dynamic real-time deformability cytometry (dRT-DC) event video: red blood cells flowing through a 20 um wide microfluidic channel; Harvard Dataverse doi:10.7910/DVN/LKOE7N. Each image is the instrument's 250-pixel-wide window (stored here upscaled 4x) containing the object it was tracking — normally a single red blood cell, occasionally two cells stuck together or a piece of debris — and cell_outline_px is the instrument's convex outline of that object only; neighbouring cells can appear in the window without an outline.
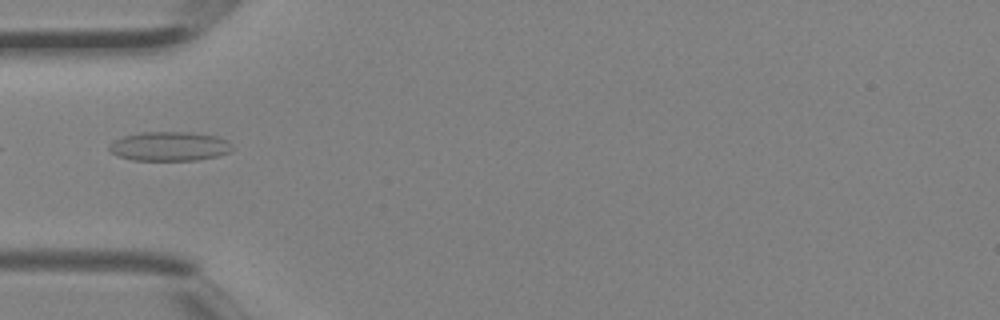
{"species": "Egyptian fruit bat (a non-hibernating species)", "species_latin": "Rousettus aegyptiacus", "temperature_condition": "room temperature", "stored_images_in_passage": 4, "camera_frame_rate_fps": 3000, "um_per_image_px": 0.085, "animal": {"sex": "female"}, "frame": {"image": 1, "passage_image": 4, "time_ms": 1.0, "image_size_px": [1000, 320], "cell_outline_px": [[232, 152], [216, 156], [196, 160], [132, 160], [120, 156], [112, 152], [108, 148], [108, 144], [124, 136], [140, 132], [188, 132], [216, 136], [228, 140], [232, 144]], "centroid_in_image_um": [14.43, 12.43], "position_along_channel_um": 70.6, "area_um2": 20.92}}